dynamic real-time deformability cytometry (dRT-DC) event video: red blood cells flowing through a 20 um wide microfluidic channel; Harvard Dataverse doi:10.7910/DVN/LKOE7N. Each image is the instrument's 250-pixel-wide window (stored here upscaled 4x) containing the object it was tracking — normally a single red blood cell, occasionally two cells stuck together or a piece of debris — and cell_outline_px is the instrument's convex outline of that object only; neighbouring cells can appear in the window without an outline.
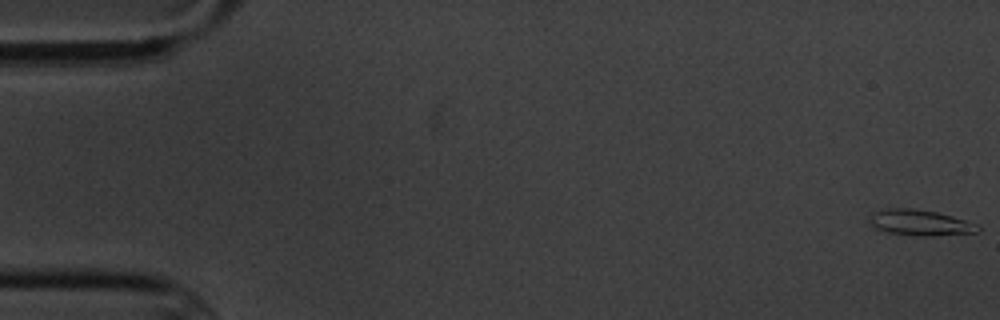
{"species": "common noctule bat (a hibernating species)", "species_latin": "Nyctalus noctula", "temperature_condition": "cold", "stored_images_in_passage": 9, "camera_frame_rate_fps": 3000, "um_per_image_px": 0.085, "animal": {"sex": "male", "body_mass_g": 20.1, "forearm_length_mm": 53.5}, "frame": {"image": 1, "passage_image": 1, "time_ms": 0.0, "image_size_px": [1000, 320], "cell_outline_px": [[980, 232], [932, 236], [920, 236], [888, 232], [876, 228], [872, 224], [872, 212], [888, 208], [912, 208], [936, 212], [952, 216], [980, 224]], "centroid_in_image_um": [78.3, 18.93], "position_along_channel_um": 6.7, "area_um2": 16.18}}
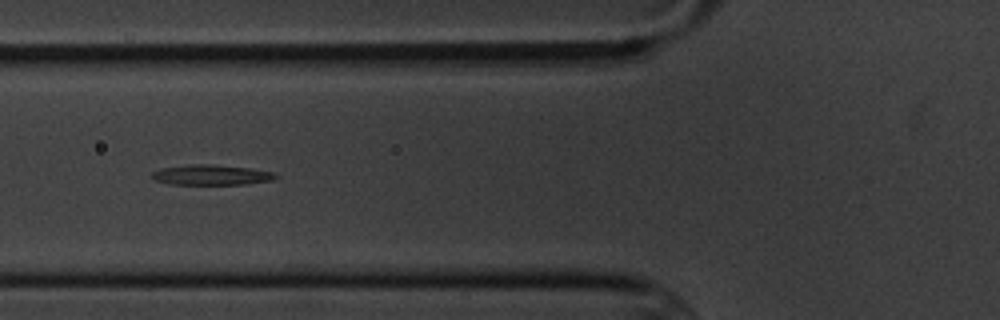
{"frame": {"image": 2, "passage_image": 7, "time_ms": 7.0, "image_size_px": [1000, 320], "cell_outline_px": [[276, 176], [272, 180], [244, 184], [168, 184], [152, 180], [152, 172], [160, 168], [188, 164], [212, 164], [252, 168], [272, 172]], "centroid_in_image_um": [17.88, 14.86], "position_along_channel_um": 107.9, "area_um2": 14.62}}
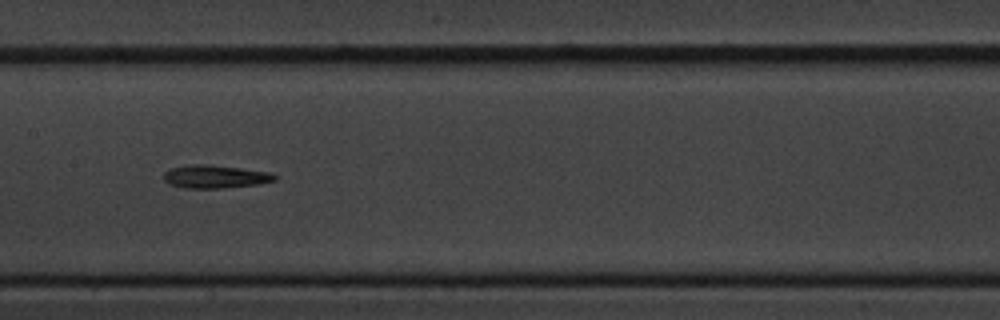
{"frame": {"image": 3, "passage_image": 9, "time_ms": 9.333, "image_size_px": [1000, 320], "cell_outline_px": [[276, 180], [260, 184], [220, 188], [184, 188], [168, 184], [164, 180], [164, 172], [172, 168], [188, 164], [208, 164], [272, 172], [276, 176]], "centroid_in_image_um": [18.28, 15.01], "position_along_channel_um": 189.1, "area_um2": 15.03}}